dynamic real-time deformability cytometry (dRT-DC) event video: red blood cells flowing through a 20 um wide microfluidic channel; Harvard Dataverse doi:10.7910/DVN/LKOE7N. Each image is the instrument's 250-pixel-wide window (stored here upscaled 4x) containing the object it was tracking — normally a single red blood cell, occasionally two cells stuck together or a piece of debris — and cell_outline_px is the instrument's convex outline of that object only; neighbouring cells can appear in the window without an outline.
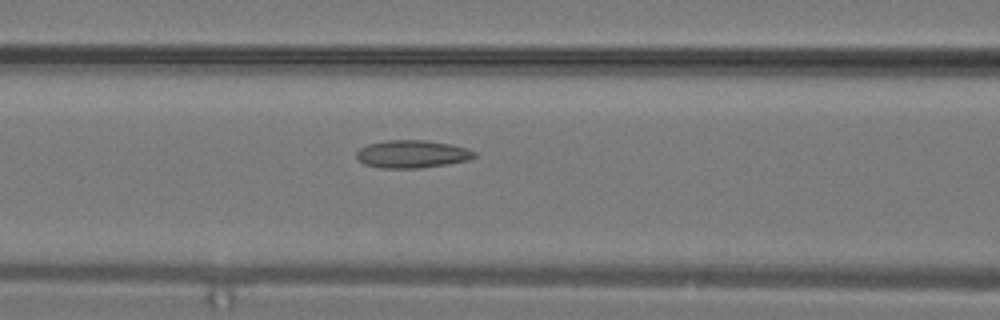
{"species": "common noctule bat (a hibernating species)", "species_latin": "Nyctalus noctula", "temperature_condition": "warm", "stored_images_in_passage": 10, "camera_frame_rate_fps": 3000, "um_per_image_px": 0.085, "animal": {"sex": "male", "body_mass_g": 19.2, "forearm_length_mm": 51.8}, "frame": {"image": 1, "passage_image": 6, "time_ms": 1.667, "image_size_px": [1000, 320], "cell_outline_px": [[476, 156], [468, 160], [420, 168], [380, 168], [364, 164], [356, 156], [356, 152], [360, 148], [368, 144], [388, 140], [424, 140], [452, 144], [476, 152]], "centroid_in_image_um": [35.01, 13.09], "position_along_channel_um": 131.6, "area_um2": 18.9}}
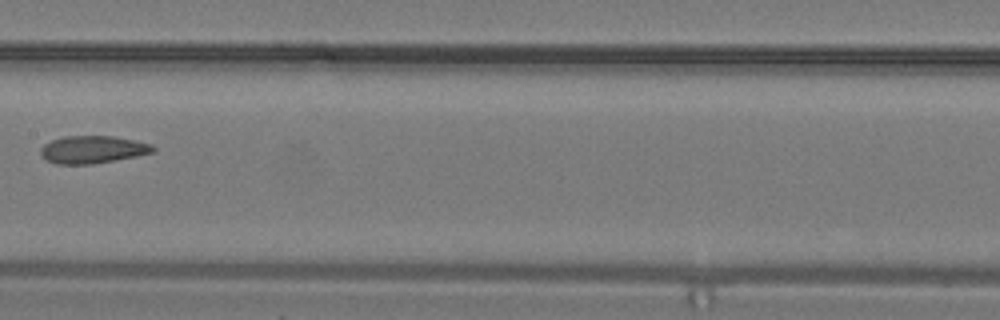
{"frame": {"image": 2, "passage_image": 9, "time_ms": 2.667, "image_size_px": [1000, 320], "cell_outline_px": [[156, 148], [152, 152], [136, 156], [92, 164], [56, 164], [44, 160], [40, 156], [40, 148], [44, 144], [52, 140], [64, 136], [112, 136], [152, 144]], "centroid_in_image_um": [7.81, 12.72], "position_along_channel_um": 199.6, "area_um2": 18.03}}